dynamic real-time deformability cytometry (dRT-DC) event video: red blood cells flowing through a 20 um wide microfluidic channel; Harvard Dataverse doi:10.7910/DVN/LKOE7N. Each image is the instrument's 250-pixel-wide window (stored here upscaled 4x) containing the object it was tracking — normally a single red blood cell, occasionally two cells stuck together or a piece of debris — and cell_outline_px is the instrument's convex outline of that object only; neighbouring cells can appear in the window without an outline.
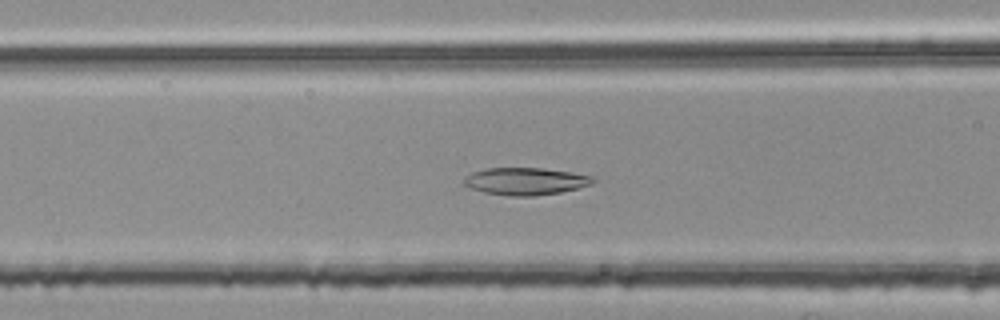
{"species": "common noctule bat (a hibernating species)", "species_latin": "Nyctalus noctula", "temperature_condition": "room temperature", "stored_images_in_passage": 43, "camera_frame_rate_fps": 3000, "um_per_image_px": 0.085, "animal": {"sex": "female", "body_mass_g": 25.1}, "frame": {"image": 1, "passage_image": 13, "time_ms": 4.0, "image_size_px": [1000, 320], "cell_outline_px": [[596, 180], [592, 184], [560, 192], [532, 196], [508, 196], [484, 192], [472, 188], [464, 184], [464, 180], [472, 172], [484, 168], [540, 168], [568, 172], [592, 176]], "centroid_in_image_um": [44.66, 15.41], "position_along_channel_um": 121.9, "area_um2": 20.23}}
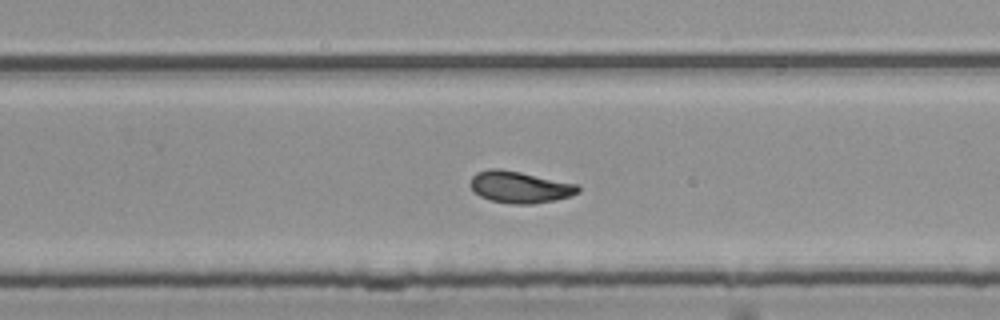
{"frame": {"image": 2, "passage_image": 26, "time_ms": 8.333, "image_size_px": [1000, 320], "cell_outline_px": [[580, 192], [572, 196], [556, 200], [528, 204], [512, 204], [492, 200], [480, 196], [472, 188], [472, 176], [476, 172], [488, 168], [496, 168], [520, 172], [576, 184], [580, 188]], "centroid_in_image_um": [44.2, 15.9], "position_along_channel_um": 285.6, "area_um2": 19.65}}
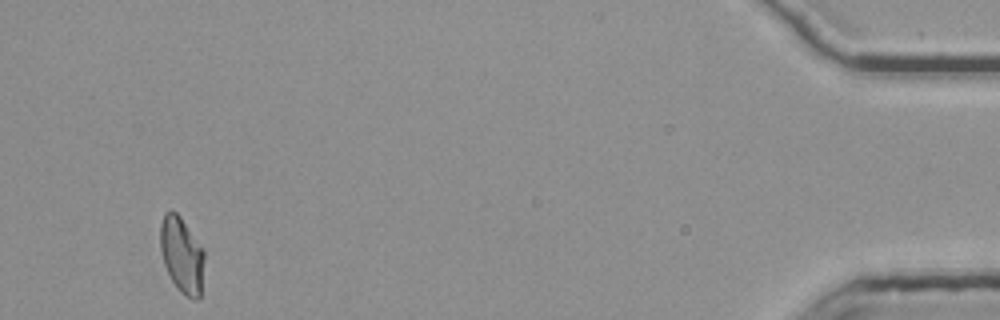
{"frame": {"image": 3, "passage_image": 43, "time_ms": 14.0, "image_size_px": [1000, 320], "cell_outline_px": [[204, 260], [200, 300], [192, 300], [180, 292], [176, 288], [164, 264], [160, 252], [160, 224], [164, 212], [172, 208], [180, 216], [204, 252]], "centroid_in_image_um": [15.43, 21.68], "position_along_channel_um": 419.8, "area_um2": 19.59}, "authors_computed_cell_mechanics": {"area_um2": 19.7098, "velocity_mm_per_s": 3.7851, "shape_relaxation_time_tau1_ms": 7.7827, "shape_relaxation_time_tau2_ms": 1.3669, "deformation_change_tau1": 0.2244, "deformation_change_tau2": 0.0661}}